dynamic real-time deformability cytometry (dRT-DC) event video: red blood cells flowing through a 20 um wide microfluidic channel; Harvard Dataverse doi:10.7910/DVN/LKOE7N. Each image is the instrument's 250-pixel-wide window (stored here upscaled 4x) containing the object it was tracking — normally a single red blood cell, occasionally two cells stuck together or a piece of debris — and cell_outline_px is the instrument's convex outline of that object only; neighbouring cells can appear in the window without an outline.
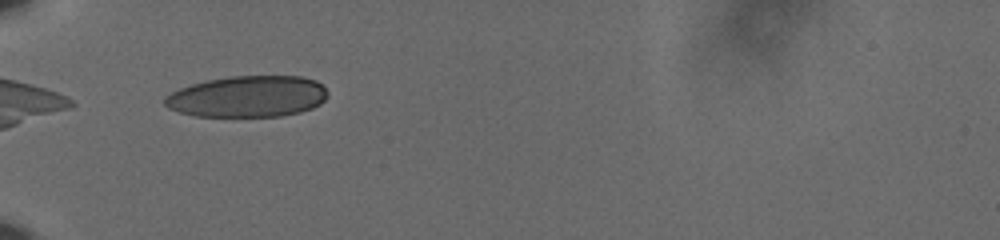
{"species": "human", "species_latin": "Homo sapiens", "temperature_condition": "cold", "stored_images_in_passage": 38, "camera_frame_rate_fps": 3000, "um_per_image_px": 0.085, "donor": {"sex": "male"}, "frame": {"image": 1, "passage_image": 1, "time_ms": 0.0, "image_size_px": [1000, 240], "cell_outline_px": [[328, 96], [320, 104], [312, 108], [300, 112], [280, 116], [196, 116], [180, 112], [168, 108], [164, 104], [164, 96], [180, 88], [192, 84], [208, 80], [228, 76], [300, 76], [316, 80], [324, 84], [328, 92]], "centroid_in_image_um": [21.08, 8.19], "position_along_channel_um": 63.9, "area_um2": 39.42}}
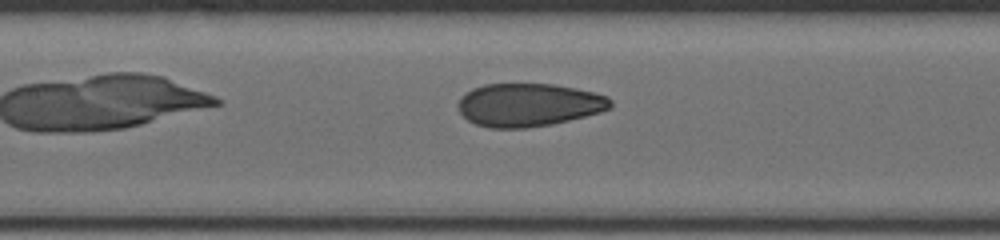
{"frame": {"image": 2, "passage_image": 10, "time_ms": 3.0, "image_size_px": [1000, 240], "cell_outline_px": [[612, 108], [600, 112], [552, 124], [528, 128], [488, 128], [476, 124], [468, 120], [460, 112], [456, 104], [460, 96], [464, 92], [472, 88], [484, 84], [552, 84], [576, 88], [608, 96], [612, 100]], "centroid_in_image_um": [44.9, 8.91], "position_along_channel_um": 162.5, "area_um2": 38.55}}
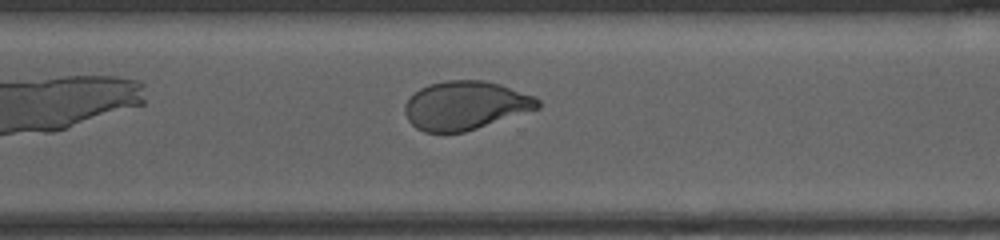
{"frame": {"image": 3, "passage_image": 24, "time_ms": 7.667, "image_size_px": [1000, 240], "cell_outline_px": [[540, 108], [464, 132], [424, 132], [416, 128], [408, 120], [404, 112], [404, 104], [420, 88], [428, 84], [444, 80], [484, 80], [500, 84], [536, 96], [540, 100]], "centroid_in_image_um": [39.57, 8.95], "position_along_channel_um": 331.0, "area_um2": 37.69}, "authors_computed_cell_mechanics": {"area_um2": 38.8705, "velocity_mm_per_s": 3.6299, "shape_relaxation_time_tau1_ms": 6.0893, "shape_relaxation_time_tau2_ms": 0.9492, "deformation_change_tau1": 0.1678, "deformation_change_tau2": 0.0596}}